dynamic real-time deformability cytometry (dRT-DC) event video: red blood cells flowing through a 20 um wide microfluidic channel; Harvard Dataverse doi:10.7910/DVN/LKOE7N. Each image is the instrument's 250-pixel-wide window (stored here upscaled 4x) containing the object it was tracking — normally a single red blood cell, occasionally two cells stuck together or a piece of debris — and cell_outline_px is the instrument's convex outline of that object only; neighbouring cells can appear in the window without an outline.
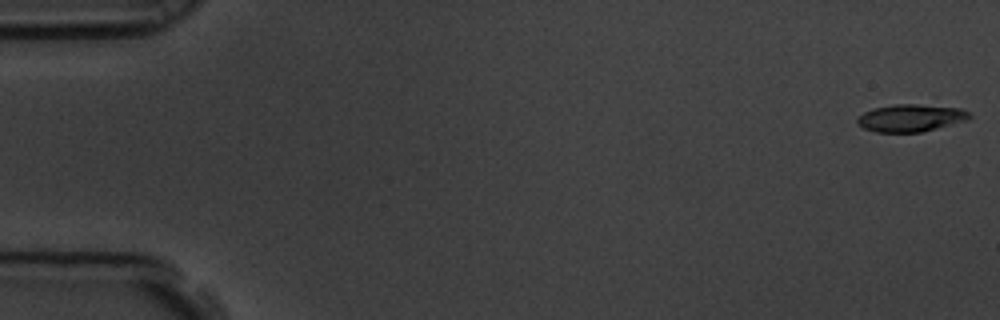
{"species": "common noctule bat (a hibernating species)", "species_latin": "Nyctalus noctula", "temperature_condition": "room temperature", "stored_images_in_passage": 7, "camera_frame_rate_fps": 3000, "um_per_image_px": 0.085, "animal": {"sex": "male", "body_mass_g": 19.5, "forearm_length_mm": 54.6}, "frame": {"image": 1, "passage_image": 1, "time_ms": 0.0, "image_size_px": [1000, 320], "cell_outline_px": [[972, 116], [968, 120], [920, 132], [876, 132], [864, 128], [856, 120], [864, 112], [872, 108], [896, 104], [916, 104], [960, 108], [968, 112]], "centroid_in_image_um": [77.42, 10.02], "position_along_channel_um": 7.6, "area_um2": 17.69}}
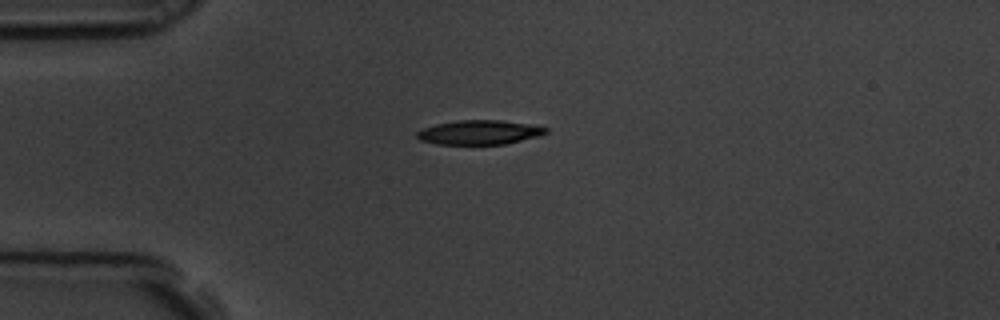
{"frame": {"image": 2, "passage_image": 5, "time_ms": 1.333, "image_size_px": [1000, 320], "cell_outline_px": [[548, 132], [540, 136], [504, 144], [436, 144], [420, 140], [416, 136], [416, 132], [424, 128], [436, 124], [456, 120], [504, 120], [536, 124], [548, 128]], "centroid_in_image_um": [40.8, 11.24], "position_along_channel_um": 44.2, "area_um2": 18.5}}
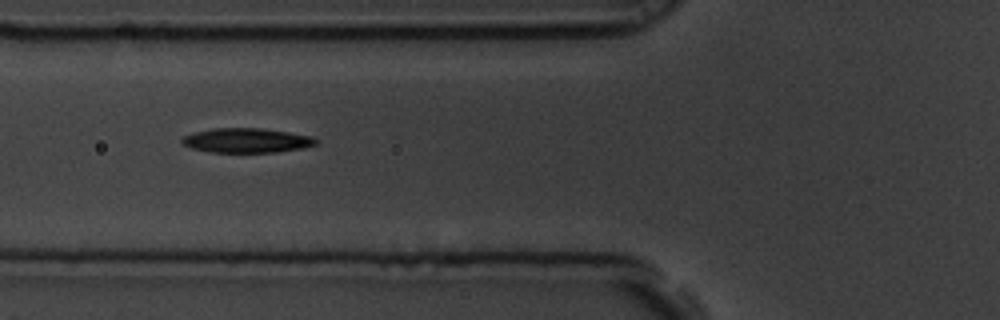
{"frame": {"image": 3, "passage_image": 7, "time_ms": 2.0, "image_size_px": [1000, 320], "cell_outline_px": [[316, 144], [304, 148], [276, 152], [208, 152], [192, 148], [180, 144], [180, 140], [184, 136], [192, 132], [212, 128], [264, 128], [312, 136], [316, 140]], "centroid_in_image_um": [20.91, 11.93], "position_along_channel_um": 104.9, "area_um2": 19.31}}